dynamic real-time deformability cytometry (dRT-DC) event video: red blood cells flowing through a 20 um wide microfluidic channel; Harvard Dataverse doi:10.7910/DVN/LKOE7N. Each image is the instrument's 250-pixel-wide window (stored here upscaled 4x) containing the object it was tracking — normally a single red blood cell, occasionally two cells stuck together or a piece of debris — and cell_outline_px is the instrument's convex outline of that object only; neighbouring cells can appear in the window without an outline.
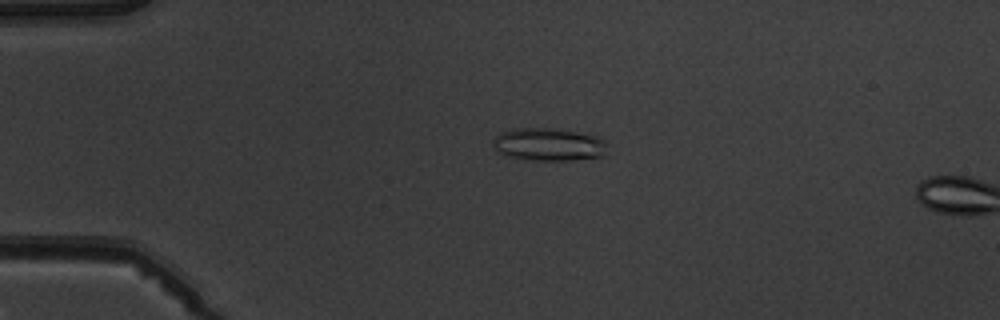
{"species": "common noctule bat (a hibernating species)", "species_latin": "Nyctalus noctula", "temperature_condition": "warm", "stored_images_in_passage": 5, "camera_frame_rate_fps": 3000, "um_per_image_px": 0.085, "animal": {"sex": "male", "body_mass_g": 19.5, "forearm_length_mm": 54.6}, "frame": {"image": 1, "passage_image": 4, "time_ms": 3.333, "image_size_px": [1000, 320], "cell_outline_px": [[604, 156], [572, 160], [532, 160], [508, 156], [496, 152], [492, 144], [496, 136], [500, 132], [516, 128], [556, 128], [600, 136], [604, 140]], "centroid_in_image_um": [46.61, 12.27], "position_along_channel_um": 38.4, "area_um2": 21.91}}